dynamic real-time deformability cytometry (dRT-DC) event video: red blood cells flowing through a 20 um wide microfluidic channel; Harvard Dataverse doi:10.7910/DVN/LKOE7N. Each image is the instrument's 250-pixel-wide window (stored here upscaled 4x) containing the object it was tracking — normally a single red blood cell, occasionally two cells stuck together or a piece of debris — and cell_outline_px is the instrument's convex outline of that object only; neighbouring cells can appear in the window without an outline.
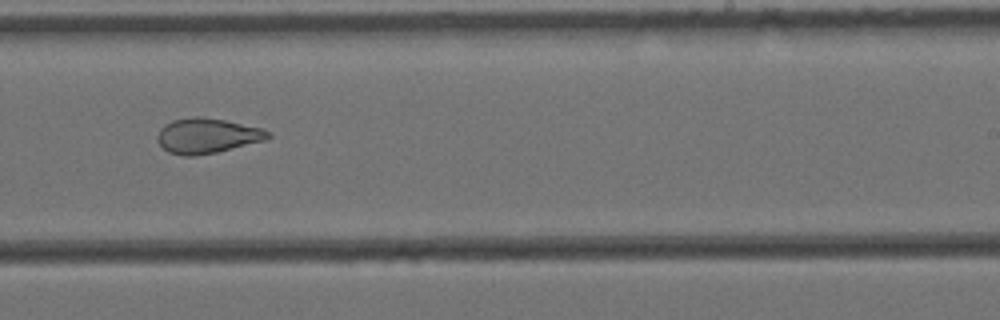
{"species": "Egyptian fruit bat (a non-hibernating species)", "species_latin": "Rousettus aegyptiacus", "temperature_condition": "cold", "stored_images_in_passage": 16, "camera_frame_rate_fps": 3000, "um_per_image_px": 0.085, "animal": {"sex": "female"}, "frame": {"image": 1, "passage_image": 10, "time_ms": 3.0, "image_size_px": [1000, 320], "cell_outline_px": [[272, 136], [264, 140], [216, 152], [196, 156], [184, 156], [168, 152], [160, 144], [156, 136], [160, 128], [164, 124], [172, 120], [192, 116], [196, 116], [224, 120], [264, 128], [272, 132]], "centroid_in_image_um": [17.6, 11.53], "position_along_channel_um": 271.4, "area_um2": 22.66}}